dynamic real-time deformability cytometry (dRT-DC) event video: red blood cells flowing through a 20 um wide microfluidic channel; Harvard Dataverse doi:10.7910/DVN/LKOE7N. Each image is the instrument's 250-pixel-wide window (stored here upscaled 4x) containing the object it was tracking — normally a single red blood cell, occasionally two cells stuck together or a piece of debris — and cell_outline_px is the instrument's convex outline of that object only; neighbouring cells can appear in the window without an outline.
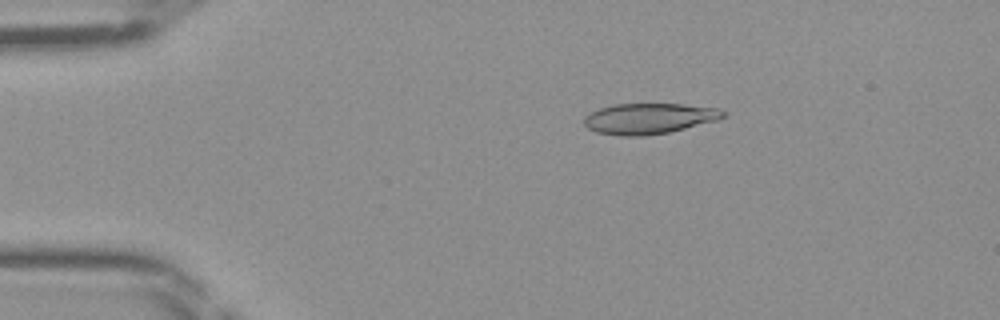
{"species": "Egyptian fruit bat (a non-hibernating species)", "species_latin": "Rousettus aegyptiacus", "temperature_condition": "room temperature", "stored_images_in_passage": 45, "camera_frame_rate_fps": 3000, "um_per_image_px": 0.085, "frame": {"image": 1, "passage_image": 8, "time_ms": 2.333, "image_size_px": [1000, 320], "cell_outline_px": [[728, 116], [716, 120], [668, 132], [644, 136], [620, 136], [596, 132], [588, 128], [584, 124], [584, 116], [600, 108], [616, 104], [684, 104], [720, 108], [728, 112]], "centroid_in_image_um": [55.2, 10.07], "position_along_channel_um": 29.8, "area_um2": 24.91}}
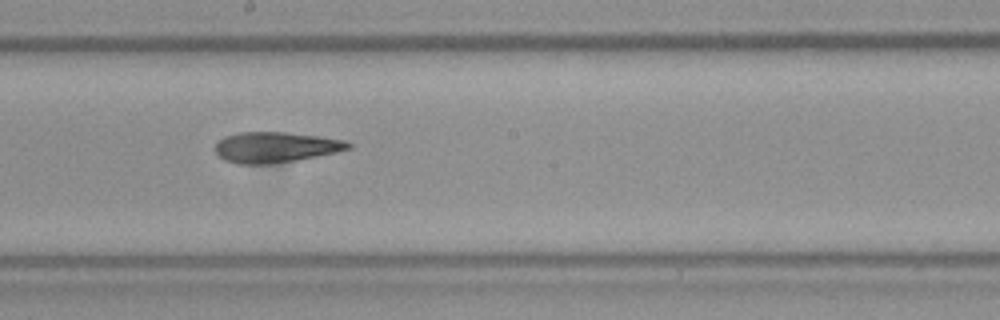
{"frame": {"image": 2, "passage_image": 25, "time_ms": 8.0, "image_size_px": [1000, 320], "cell_outline_px": [[352, 148], [336, 152], [296, 160], [272, 164], [236, 164], [224, 160], [216, 152], [216, 144], [224, 136], [236, 132], [284, 132], [320, 136], [344, 140], [352, 144]], "centroid_in_image_um": [23.42, 12.51], "position_along_channel_um": 224.8, "area_um2": 23.76}}
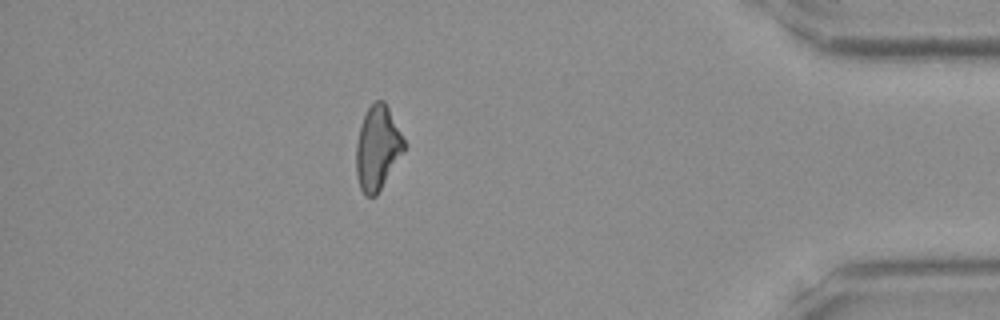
{"frame": {"image": 3, "passage_image": 40, "time_ms": 13.0, "image_size_px": [1000, 320], "cell_outline_px": [[404, 148], [376, 196], [364, 196], [360, 188], [356, 176], [356, 144], [360, 124], [368, 108], [376, 100], [384, 100], [404, 140]], "centroid_in_image_um": [32.04, 12.58], "position_along_channel_um": 403.2, "area_um2": 22.89}}